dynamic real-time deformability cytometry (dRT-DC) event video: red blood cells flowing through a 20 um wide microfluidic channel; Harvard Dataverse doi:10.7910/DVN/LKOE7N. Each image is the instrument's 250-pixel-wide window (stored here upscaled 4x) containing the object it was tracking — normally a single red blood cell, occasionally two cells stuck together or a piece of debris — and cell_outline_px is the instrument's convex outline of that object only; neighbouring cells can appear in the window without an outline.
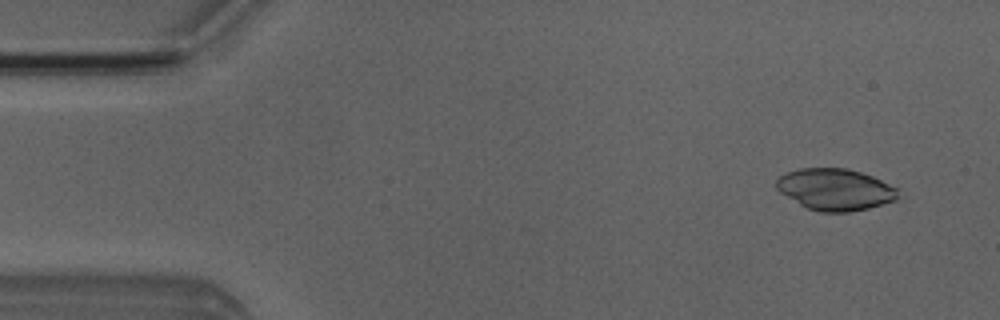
{"species": "Egyptian fruit bat (a non-hibernating species)", "species_latin": "Rousettus aegyptiacus", "temperature_condition": "room temperature", "stored_images_in_passage": 4, "camera_frame_rate_fps": 3000, "um_per_image_px": 0.085, "animal": {"sex": "male"}, "frame": {"image": 1, "passage_image": 2, "time_ms": 1.0, "image_size_px": [1000, 320], "cell_outline_px": [[896, 200], [868, 208], [848, 212], [820, 212], [808, 208], [800, 204], [780, 192], [776, 188], [776, 180], [780, 176], [788, 172], [800, 168], [848, 168], [872, 176], [896, 188]], "centroid_in_image_um": [70.96, 16.1], "position_along_channel_um": 14.0, "area_um2": 29.13}}